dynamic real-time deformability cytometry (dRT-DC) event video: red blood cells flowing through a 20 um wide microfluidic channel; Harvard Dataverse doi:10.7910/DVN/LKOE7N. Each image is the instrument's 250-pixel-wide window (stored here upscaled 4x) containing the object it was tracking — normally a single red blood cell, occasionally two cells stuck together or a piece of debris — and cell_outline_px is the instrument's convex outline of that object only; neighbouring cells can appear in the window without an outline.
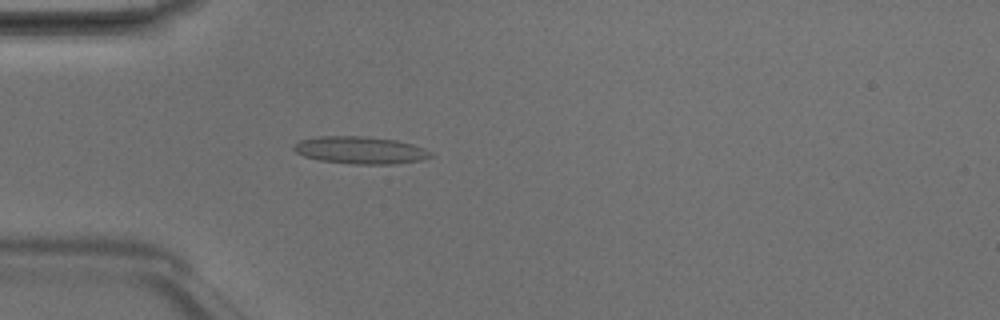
{"species": "Egyptian fruit bat (a non-hibernating species)", "species_latin": "Rousettus aegyptiacus", "temperature_condition": "room temperature", "stored_images_in_passage": 3, "camera_frame_rate_fps": 3000, "um_per_image_px": 0.085, "animal": {"sex": "male"}, "frame": {"image": 1, "passage_image": 3, "time_ms": 0.667, "image_size_px": [1000, 320], "cell_outline_px": [[432, 156], [424, 160], [392, 164], [352, 164], [320, 160], [304, 156], [296, 152], [292, 148], [300, 140], [320, 136], [360, 136], [396, 140], [412, 144], [424, 148], [432, 152]], "centroid_in_image_um": [30.65, 12.77], "position_along_channel_um": 54.3, "area_um2": 21.73}}